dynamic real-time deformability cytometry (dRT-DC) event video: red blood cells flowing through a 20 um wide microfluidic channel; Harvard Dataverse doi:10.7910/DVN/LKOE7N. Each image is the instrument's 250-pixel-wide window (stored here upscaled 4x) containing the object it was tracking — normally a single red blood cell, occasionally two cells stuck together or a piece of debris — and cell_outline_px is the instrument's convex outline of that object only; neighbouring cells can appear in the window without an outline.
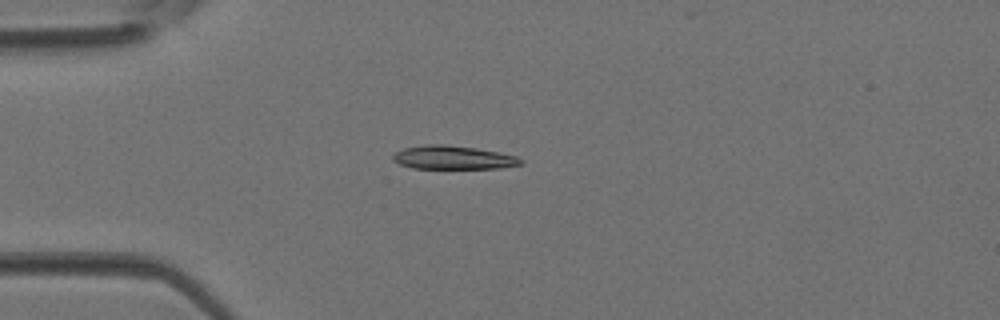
{"species": "Egyptian fruit bat (a non-hibernating species)", "species_latin": "Rousettus aegyptiacus", "temperature_condition": "room temperature", "stored_images_in_passage": 1, "camera_frame_rate_fps": 3000, "um_per_image_px": 0.085, "animal": {"sex": "female"}, "frame": {"image": 1, "passage_image": 1, "time_ms": 0.0, "image_size_px": [1000, 320], "cell_outline_px": [[524, 160], [520, 164], [500, 168], [412, 168], [400, 164], [392, 160], [392, 156], [396, 152], [404, 148], [424, 144], [444, 144], [476, 148], [500, 152], [516, 156]], "centroid_in_image_um": [38.5, 13.38], "position_along_channel_um": 46.5, "area_um2": 17.51}}